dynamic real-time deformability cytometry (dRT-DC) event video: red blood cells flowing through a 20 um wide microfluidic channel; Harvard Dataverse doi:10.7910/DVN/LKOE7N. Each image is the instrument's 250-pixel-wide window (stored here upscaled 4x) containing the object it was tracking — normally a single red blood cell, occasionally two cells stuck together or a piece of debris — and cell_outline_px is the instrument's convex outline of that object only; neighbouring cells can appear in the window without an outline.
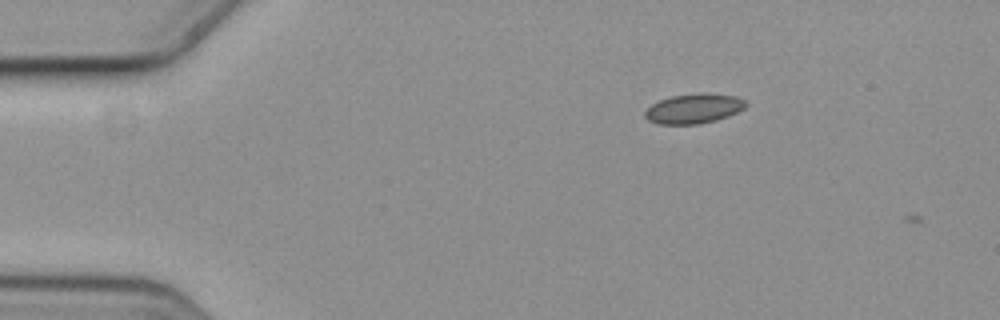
{"species": "common noctule bat (a hibernating species)", "species_latin": "Nyctalus noctula", "temperature_condition": "cold", "stored_images_in_passage": 3, "camera_frame_rate_fps": 3000, "um_per_image_px": 0.085, "animal": {"sex": "female", "body_mass_g": 19.3, "forearm_length_mm": 54.1}, "frame": {"image": 1, "passage_image": 1, "time_ms": 0.0, "image_size_px": [1000, 320], "cell_outline_px": [[748, 104], [744, 108], [728, 116], [716, 120], [700, 124], [656, 124], [648, 120], [644, 116], [644, 112], [652, 104], [660, 100], [672, 96], [700, 92], [708, 92], [736, 96], [744, 100]], "centroid_in_image_um": [58.97, 9.22], "position_along_channel_um": 26.0, "area_um2": 17.63}}